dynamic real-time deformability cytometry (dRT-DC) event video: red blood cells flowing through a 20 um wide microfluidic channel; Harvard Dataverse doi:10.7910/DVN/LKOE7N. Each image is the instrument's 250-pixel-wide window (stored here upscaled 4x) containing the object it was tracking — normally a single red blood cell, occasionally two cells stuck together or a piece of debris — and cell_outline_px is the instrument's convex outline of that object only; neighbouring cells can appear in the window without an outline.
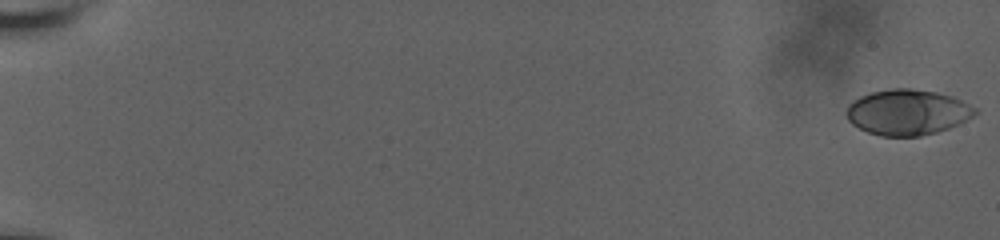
{"species": "human", "species_latin": "Homo sapiens", "temperature_condition": "room temperature", "stored_images_in_passage": 29, "camera_frame_rate_fps": 3000, "um_per_image_px": 0.085, "donor": {"sex": "male"}, "frame": {"image": 1, "passage_image": 1, "time_ms": 0.0, "image_size_px": [1000, 240], "cell_outline_px": [[976, 112], [972, 116], [948, 128], [936, 132], [920, 136], [880, 136], [868, 132], [852, 124], [848, 120], [848, 104], [860, 96], [872, 92], [892, 88], [912, 88], [936, 92], [952, 96], [976, 108]], "centroid_in_image_um": [77.11, 9.53], "position_along_channel_um": 7.9, "area_um2": 33.76}}
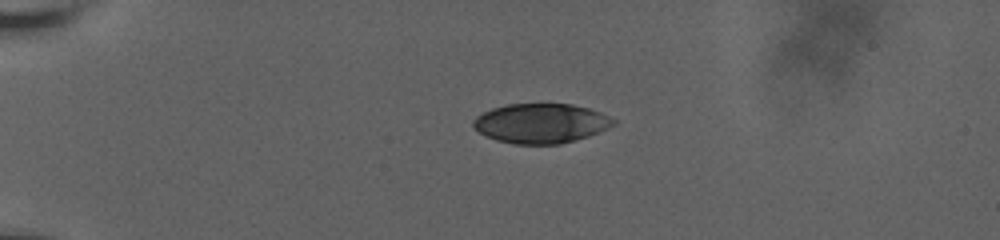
{"frame": {"image": 2, "passage_image": 20, "time_ms": 5.333, "image_size_px": [1000, 240], "cell_outline_px": [[616, 124], [588, 136], [560, 144], [512, 144], [496, 140], [484, 136], [472, 124], [472, 120], [476, 116], [492, 108], [508, 104], [572, 104], [588, 108], [600, 112], [616, 120]], "centroid_in_image_um": [45.96, 10.48], "position_along_channel_um": 39.0, "area_um2": 32.31}}